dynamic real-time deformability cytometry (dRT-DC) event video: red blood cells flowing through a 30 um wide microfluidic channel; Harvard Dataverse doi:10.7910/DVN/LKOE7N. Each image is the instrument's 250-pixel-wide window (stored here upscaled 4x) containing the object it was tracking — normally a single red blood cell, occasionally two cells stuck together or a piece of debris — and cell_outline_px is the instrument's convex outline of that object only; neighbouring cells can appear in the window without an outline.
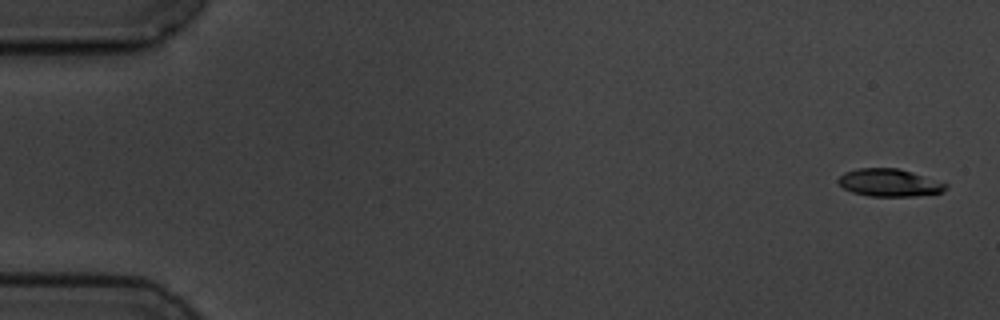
{"species": "common noctule bat (a hibernating species)", "species_latin": "Nyctalus noctula", "temperature_condition": "cold", "stored_images_in_passage": 5, "camera_frame_rate_fps": 3000, "um_per_image_px": 0.085, "animal": {"sex": "male", "body_mass_g": 19.5, "forearm_length_mm": 54.6}, "frame": {"image": 1, "passage_image": 1, "time_ms": 0.0, "image_size_px": [1000, 320], "cell_outline_px": [[948, 188], [944, 192], [916, 196], [868, 196], [852, 192], [844, 188], [836, 180], [844, 172], [856, 168], [896, 168], [912, 172], [948, 184]], "centroid_in_image_um": [75.59, 15.53], "position_along_channel_um": 9.4, "area_um2": 17.34}}